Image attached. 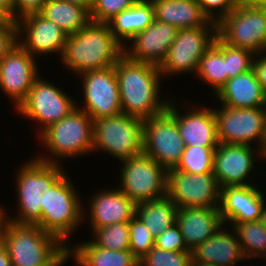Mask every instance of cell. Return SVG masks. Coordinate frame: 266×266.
<instances>
[{
	"label": "cell",
	"instance_id": "48",
	"mask_svg": "<svg viewBox=\"0 0 266 266\" xmlns=\"http://www.w3.org/2000/svg\"><path fill=\"white\" fill-rule=\"evenodd\" d=\"M259 221L266 228V203L265 202H264V205L262 207L261 217H260Z\"/></svg>",
	"mask_w": 266,
	"mask_h": 266
},
{
	"label": "cell",
	"instance_id": "12",
	"mask_svg": "<svg viewBox=\"0 0 266 266\" xmlns=\"http://www.w3.org/2000/svg\"><path fill=\"white\" fill-rule=\"evenodd\" d=\"M214 108L219 143L246 144L261 149L266 138L263 107ZM256 143L252 145V143Z\"/></svg>",
	"mask_w": 266,
	"mask_h": 266
},
{
	"label": "cell",
	"instance_id": "46",
	"mask_svg": "<svg viewBox=\"0 0 266 266\" xmlns=\"http://www.w3.org/2000/svg\"><path fill=\"white\" fill-rule=\"evenodd\" d=\"M0 266H12L11 260L4 244L0 245Z\"/></svg>",
	"mask_w": 266,
	"mask_h": 266
},
{
	"label": "cell",
	"instance_id": "53",
	"mask_svg": "<svg viewBox=\"0 0 266 266\" xmlns=\"http://www.w3.org/2000/svg\"><path fill=\"white\" fill-rule=\"evenodd\" d=\"M8 18L0 11V21L7 20Z\"/></svg>",
	"mask_w": 266,
	"mask_h": 266
},
{
	"label": "cell",
	"instance_id": "36",
	"mask_svg": "<svg viewBox=\"0 0 266 266\" xmlns=\"http://www.w3.org/2000/svg\"><path fill=\"white\" fill-rule=\"evenodd\" d=\"M255 53L249 49L236 48L224 43L227 80L252 69Z\"/></svg>",
	"mask_w": 266,
	"mask_h": 266
},
{
	"label": "cell",
	"instance_id": "40",
	"mask_svg": "<svg viewBox=\"0 0 266 266\" xmlns=\"http://www.w3.org/2000/svg\"><path fill=\"white\" fill-rule=\"evenodd\" d=\"M202 11L217 22L240 4L239 0H195ZM220 10V11H219ZM218 11V12H217Z\"/></svg>",
	"mask_w": 266,
	"mask_h": 266
},
{
	"label": "cell",
	"instance_id": "51",
	"mask_svg": "<svg viewBox=\"0 0 266 266\" xmlns=\"http://www.w3.org/2000/svg\"><path fill=\"white\" fill-rule=\"evenodd\" d=\"M191 266H217V265L209 263L192 262Z\"/></svg>",
	"mask_w": 266,
	"mask_h": 266
},
{
	"label": "cell",
	"instance_id": "3",
	"mask_svg": "<svg viewBox=\"0 0 266 266\" xmlns=\"http://www.w3.org/2000/svg\"><path fill=\"white\" fill-rule=\"evenodd\" d=\"M4 246L12 266H62L68 247L37 225L10 223Z\"/></svg>",
	"mask_w": 266,
	"mask_h": 266
},
{
	"label": "cell",
	"instance_id": "8",
	"mask_svg": "<svg viewBox=\"0 0 266 266\" xmlns=\"http://www.w3.org/2000/svg\"><path fill=\"white\" fill-rule=\"evenodd\" d=\"M118 188L134 203L158 200L167 195V170L148 155L121 160ZM120 185V187H119Z\"/></svg>",
	"mask_w": 266,
	"mask_h": 266
},
{
	"label": "cell",
	"instance_id": "10",
	"mask_svg": "<svg viewBox=\"0 0 266 266\" xmlns=\"http://www.w3.org/2000/svg\"><path fill=\"white\" fill-rule=\"evenodd\" d=\"M74 100L52 81L49 83L40 76L35 80L26 99L14 111L27 120L37 122L39 137L50 125L60 121L77 107L79 102Z\"/></svg>",
	"mask_w": 266,
	"mask_h": 266
},
{
	"label": "cell",
	"instance_id": "15",
	"mask_svg": "<svg viewBox=\"0 0 266 266\" xmlns=\"http://www.w3.org/2000/svg\"><path fill=\"white\" fill-rule=\"evenodd\" d=\"M82 81L83 106L93 121L122 113L119 86L114 66L91 70L80 74Z\"/></svg>",
	"mask_w": 266,
	"mask_h": 266
},
{
	"label": "cell",
	"instance_id": "29",
	"mask_svg": "<svg viewBox=\"0 0 266 266\" xmlns=\"http://www.w3.org/2000/svg\"><path fill=\"white\" fill-rule=\"evenodd\" d=\"M40 14L68 35L78 32L91 22L88 8L65 0H47Z\"/></svg>",
	"mask_w": 266,
	"mask_h": 266
},
{
	"label": "cell",
	"instance_id": "1",
	"mask_svg": "<svg viewBox=\"0 0 266 266\" xmlns=\"http://www.w3.org/2000/svg\"><path fill=\"white\" fill-rule=\"evenodd\" d=\"M114 69L123 113L145 120L167 109L170 98L160 99L163 76L158 66L130 60L123 54Z\"/></svg>",
	"mask_w": 266,
	"mask_h": 266
},
{
	"label": "cell",
	"instance_id": "23",
	"mask_svg": "<svg viewBox=\"0 0 266 266\" xmlns=\"http://www.w3.org/2000/svg\"><path fill=\"white\" fill-rule=\"evenodd\" d=\"M185 246L192 251L213 236L223 225L219 208L181 207L176 212Z\"/></svg>",
	"mask_w": 266,
	"mask_h": 266
},
{
	"label": "cell",
	"instance_id": "31",
	"mask_svg": "<svg viewBox=\"0 0 266 266\" xmlns=\"http://www.w3.org/2000/svg\"><path fill=\"white\" fill-rule=\"evenodd\" d=\"M199 80L208 84L214 92V96L227 81L226 61L224 59V42L218 37L206 50L200 59L195 74Z\"/></svg>",
	"mask_w": 266,
	"mask_h": 266
},
{
	"label": "cell",
	"instance_id": "52",
	"mask_svg": "<svg viewBox=\"0 0 266 266\" xmlns=\"http://www.w3.org/2000/svg\"><path fill=\"white\" fill-rule=\"evenodd\" d=\"M258 6L266 9V0H261V2L258 4Z\"/></svg>",
	"mask_w": 266,
	"mask_h": 266
},
{
	"label": "cell",
	"instance_id": "33",
	"mask_svg": "<svg viewBox=\"0 0 266 266\" xmlns=\"http://www.w3.org/2000/svg\"><path fill=\"white\" fill-rule=\"evenodd\" d=\"M216 147L185 146L177 166L171 170L190 174L213 173Z\"/></svg>",
	"mask_w": 266,
	"mask_h": 266
},
{
	"label": "cell",
	"instance_id": "2",
	"mask_svg": "<svg viewBox=\"0 0 266 266\" xmlns=\"http://www.w3.org/2000/svg\"><path fill=\"white\" fill-rule=\"evenodd\" d=\"M124 47L114 38L108 24L90 22L78 32L68 35L59 59L70 73L80 75L91 70L115 66Z\"/></svg>",
	"mask_w": 266,
	"mask_h": 266
},
{
	"label": "cell",
	"instance_id": "32",
	"mask_svg": "<svg viewBox=\"0 0 266 266\" xmlns=\"http://www.w3.org/2000/svg\"><path fill=\"white\" fill-rule=\"evenodd\" d=\"M237 234L243 256L246 260L266 259V228L258 221L229 223Z\"/></svg>",
	"mask_w": 266,
	"mask_h": 266
},
{
	"label": "cell",
	"instance_id": "39",
	"mask_svg": "<svg viewBox=\"0 0 266 266\" xmlns=\"http://www.w3.org/2000/svg\"><path fill=\"white\" fill-rule=\"evenodd\" d=\"M154 246L166 251H189L185 246L182 233L175 223L154 239Z\"/></svg>",
	"mask_w": 266,
	"mask_h": 266
},
{
	"label": "cell",
	"instance_id": "16",
	"mask_svg": "<svg viewBox=\"0 0 266 266\" xmlns=\"http://www.w3.org/2000/svg\"><path fill=\"white\" fill-rule=\"evenodd\" d=\"M36 59L17 42L0 60V89L13 100L15 109L26 99L40 75Z\"/></svg>",
	"mask_w": 266,
	"mask_h": 266
},
{
	"label": "cell",
	"instance_id": "54",
	"mask_svg": "<svg viewBox=\"0 0 266 266\" xmlns=\"http://www.w3.org/2000/svg\"><path fill=\"white\" fill-rule=\"evenodd\" d=\"M264 113H265V125H266V101L265 104L263 105Z\"/></svg>",
	"mask_w": 266,
	"mask_h": 266
},
{
	"label": "cell",
	"instance_id": "37",
	"mask_svg": "<svg viewBox=\"0 0 266 266\" xmlns=\"http://www.w3.org/2000/svg\"><path fill=\"white\" fill-rule=\"evenodd\" d=\"M154 239L136 215L129 221L130 251L138 260L154 247Z\"/></svg>",
	"mask_w": 266,
	"mask_h": 266
},
{
	"label": "cell",
	"instance_id": "7",
	"mask_svg": "<svg viewBox=\"0 0 266 266\" xmlns=\"http://www.w3.org/2000/svg\"><path fill=\"white\" fill-rule=\"evenodd\" d=\"M144 119L120 113L94 121L93 153L108 152L118 162L143 153Z\"/></svg>",
	"mask_w": 266,
	"mask_h": 266
},
{
	"label": "cell",
	"instance_id": "19",
	"mask_svg": "<svg viewBox=\"0 0 266 266\" xmlns=\"http://www.w3.org/2000/svg\"><path fill=\"white\" fill-rule=\"evenodd\" d=\"M175 103L170 99L167 109L175 117L185 146L217 147L219 140L214 108L188 103V111L185 109L186 112L181 113Z\"/></svg>",
	"mask_w": 266,
	"mask_h": 266
},
{
	"label": "cell",
	"instance_id": "4",
	"mask_svg": "<svg viewBox=\"0 0 266 266\" xmlns=\"http://www.w3.org/2000/svg\"><path fill=\"white\" fill-rule=\"evenodd\" d=\"M18 169L15 178L18 212L10 217V221L36 225L40 221L42 208L46 207L47 191L66 171L62 165L44 162L36 157L26 160Z\"/></svg>",
	"mask_w": 266,
	"mask_h": 266
},
{
	"label": "cell",
	"instance_id": "17",
	"mask_svg": "<svg viewBox=\"0 0 266 266\" xmlns=\"http://www.w3.org/2000/svg\"><path fill=\"white\" fill-rule=\"evenodd\" d=\"M255 155L261 159V149L246 144L219 143L214 152L213 174L220 188L253 185L254 180H249L253 179L254 159L259 161Z\"/></svg>",
	"mask_w": 266,
	"mask_h": 266
},
{
	"label": "cell",
	"instance_id": "25",
	"mask_svg": "<svg viewBox=\"0 0 266 266\" xmlns=\"http://www.w3.org/2000/svg\"><path fill=\"white\" fill-rule=\"evenodd\" d=\"M154 19L171 24L177 29L217 27V22L202 11L195 0H150Z\"/></svg>",
	"mask_w": 266,
	"mask_h": 266
},
{
	"label": "cell",
	"instance_id": "24",
	"mask_svg": "<svg viewBox=\"0 0 266 266\" xmlns=\"http://www.w3.org/2000/svg\"><path fill=\"white\" fill-rule=\"evenodd\" d=\"M225 228V229H224ZM227 228V229H226ZM192 262L233 266L246 260L234 229L222 225L218 231L191 251Z\"/></svg>",
	"mask_w": 266,
	"mask_h": 266
},
{
	"label": "cell",
	"instance_id": "38",
	"mask_svg": "<svg viewBox=\"0 0 266 266\" xmlns=\"http://www.w3.org/2000/svg\"><path fill=\"white\" fill-rule=\"evenodd\" d=\"M141 0H93L90 10L91 21L107 24L115 15Z\"/></svg>",
	"mask_w": 266,
	"mask_h": 266
},
{
	"label": "cell",
	"instance_id": "42",
	"mask_svg": "<svg viewBox=\"0 0 266 266\" xmlns=\"http://www.w3.org/2000/svg\"><path fill=\"white\" fill-rule=\"evenodd\" d=\"M47 0H14V21L24 16L40 13Z\"/></svg>",
	"mask_w": 266,
	"mask_h": 266
},
{
	"label": "cell",
	"instance_id": "5",
	"mask_svg": "<svg viewBox=\"0 0 266 266\" xmlns=\"http://www.w3.org/2000/svg\"><path fill=\"white\" fill-rule=\"evenodd\" d=\"M93 132V119L85 111L76 107L66 117L50 125L39 135L38 140H41L42 146H45L49 154L48 156L35 155V157L44 162L60 165L61 158L71 159L90 154L93 152Z\"/></svg>",
	"mask_w": 266,
	"mask_h": 266
},
{
	"label": "cell",
	"instance_id": "20",
	"mask_svg": "<svg viewBox=\"0 0 266 266\" xmlns=\"http://www.w3.org/2000/svg\"><path fill=\"white\" fill-rule=\"evenodd\" d=\"M177 31L175 26L154 19L152 24L130 40V45L124 46V54L130 60L160 67L175 40Z\"/></svg>",
	"mask_w": 266,
	"mask_h": 266
},
{
	"label": "cell",
	"instance_id": "9",
	"mask_svg": "<svg viewBox=\"0 0 266 266\" xmlns=\"http://www.w3.org/2000/svg\"><path fill=\"white\" fill-rule=\"evenodd\" d=\"M217 37L232 47L266 52V9L239 4L217 21Z\"/></svg>",
	"mask_w": 266,
	"mask_h": 266
},
{
	"label": "cell",
	"instance_id": "21",
	"mask_svg": "<svg viewBox=\"0 0 266 266\" xmlns=\"http://www.w3.org/2000/svg\"><path fill=\"white\" fill-rule=\"evenodd\" d=\"M259 189L256 184L222 187L219 213L223 225L258 221L266 202L265 193Z\"/></svg>",
	"mask_w": 266,
	"mask_h": 266
},
{
	"label": "cell",
	"instance_id": "30",
	"mask_svg": "<svg viewBox=\"0 0 266 266\" xmlns=\"http://www.w3.org/2000/svg\"><path fill=\"white\" fill-rule=\"evenodd\" d=\"M178 207L167 197L136 205L135 215L156 238L176 223Z\"/></svg>",
	"mask_w": 266,
	"mask_h": 266
},
{
	"label": "cell",
	"instance_id": "27",
	"mask_svg": "<svg viewBox=\"0 0 266 266\" xmlns=\"http://www.w3.org/2000/svg\"><path fill=\"white\" fill-rule=\"evenodd\" d=\"M154 21L150 0H141L115 15L107 24L114 38L124 47L137 33L145 30ZM126 42V43H125Z\"/></svg>",
	"mask_w": 266,
	"mask_h": 266
},
{
	"label": "cell",
	"instance_id": "49",
	"mask_svg": "<svg viewBox=\"0 0 266 266\" xmlns=\"http://www.w3.org/2000/svg\"><path fill=\"white\" fill-rule=\"evenodd\" d=\"M240 4L243 5H258L261 0H239Z\"/></svg>",
	"mask_w": 266,
	"mask_h": 266
},
{
	"label": "cell",
	"instance_id": "22",
	"mask_svg": "<svg viewBox=\"0 0 266 266\" xmlns=\"http://www.w3.org/2000/svg\"><path fill=\"white\" fill-rule=\"evenodd\" d=\"M89 199L88 209H83V218L89 217L91 232L115 223L129 222L135 216L136 204L118 187L97 191Z\"/></svg>",
	"mask_w": 266,
	"mask_h": 266
},
{
	"label": "cell",
	"instance_id": "11",
	"mask_svg": "<svg viewBox=\"0 0 266 266\" xmlns=\"http://www.w3.org/2000/svg\"><path fill=\"white\" fill-rule=\"evenodd\" d=\"M217 37V27L178 29L175 40L159 67L164 78L197 72L200 59Z\"/></svg>",
	"mask_w": 266,
	"mask_h": 266
},
{
	"label": "cell",
	"instance_id": "45",
	"mask_svg": "<svg viewBox=\"0 0 266 266\" xmlns=\"http://www.w3.org/2000/svg\"><path fill=\"white\" fill-rule=\"evenodd\" d=\"M0 11L14 21V0H0Z\"/></svg>",
	"mask_w": 266,
	"mask_h": 266
},
{
	"label": "cell",
	"instance_id": "13",
	"mask_svg": "<svg viewBox=\"0 0 266 266\" xmlns=\"http://www.w3.org/2000/svg\"><path fill=\"white\" fill-rule=\"evenodd\" d=\"M184 148L175 117L168 109L144 120L143 153L167 171L177 166Z\"/></svg>",
	"mask_w": 266,
	"mask_h": 266
},
{
	"label": "cell",
	"instance_id": "14",
	"mask_svg": "<svg viewBox=\"0 0 266 266\" xmlns=\"http://www.w3.org/2000/svg\"><path fill=\"white\" fill-rule=\"evenodd\" d=\"M221 188L213 173L167 172V197L178 207L219 208Z\"/></svg>",
	"mask_w": 266,
	"mask_h": 266
},
{
	"label": "cell",
	"instance_id": "26",
	"mask_svg": "<svg viewBox=\"0 0 266 266\" xmlns=\"http://www.w3.org/2000/svg\"><path fill=\"white\" fill-rule=\"evenodd\" d=\"M214 98L226 107L257 108L265 104L266 94L251 69L228 79Z\"/></svg>",
	"mask_w": 266,
	"mask_h": 266
},
{
	"label": "cell",
	"instance_id": "6",
	"mask_svg": "<svg viewBox=\"0 0 266 266\" xmlns=\"http://www.w3.org/2000/svg\"><path fill=\"white\" fill-rule=\"evenodd\" d=\"M67 172L47 191L46 207L36 224L56 236L66 247L70 236L83 221V203ZM68 239V240H67ZM68 244V245H67Z\"/></svg>",
	"mask_w": 266,
	"mask_h": 266
},
{
	"label": "cell",
	"instance_id": "43",
	"mask_svg": "<svg viewBox=\"0 0 266 266\" xmlns=\"http://www.w3.org/2000/svg\"><path fill=\"white\" fill-rule=\"evenodd\" d=\"M252 69L256 79L261 84L266 94V52L255 54L252 62Z\"/></svg>",
	"mask_w": 266,
	"mask_h": 266
},
{
	"label": "cell",
	"instance_id": "28",
	"mask_svg": "<svg viewBox=\"0 0 266 266\" xmlns=\"http://www.w3.org/2000/svg\"><path fill=\"white\" fill-rule=\"evenodd\" d=\"M78 266H137L138 259L131 251H114L98 247L92 240L68 246V260Z\"/></svg>",
	"mask_w": 266,
	"mask_h": 266
},
{
	"label": "cell",
	"instance_id": "44",
	"mask_svg": "<svg viewBox=\"0 0 266 266\" xmlns=\"http://www.w3.org/2000/svg\"><path fill=\"white\" fill-rule=\"evenodd\" d=\"M3 207L5 209V206L0 205V245L4 243L7 227L11 223L10 217L12 216L6 213L8 211L4 210Z\"/></svg>",
	"mask_w": 266,
	"mask_h": 266
},
{
	"label": "cell",
	"instance_id": "35",
	"mask_svg": "<svg viewBox=\"0 0 266 266\" xmlns=\"http://www.w3.org/2000/svg\"><path fill=\"white\" fill-rule=\"evenodd\" d=\"M140 266H191V251H166L153 247L138 260Z\"/></svg>",
	"mask_w": 266,
	"mask_h": 266
},
{
	"label": "cell",
	"instance_id": "41",
	"mask_svg": "<svg viewBox=\"0 0 266 266\" xmlns=\"http://www.w3.org/2000/svg\"><path fill=\"white\" fill-rule=\"evenodd\" d=\"M17 43V23L11 18L0 21V60Z\"/></svg>",
	"mask_w": 266,
	"mask_h": 266
},
{
	"label": "cell",
	"instance_id": "47",
	"mask_svg": "<svg viewBox=\"0 0 266 266\" xmlns=\"http://www.w3.org/2000/svg\"><path fill=\"white\" fill-rule=\"evenodd\" d=\"M65 1L84 6L88 8L89 10H91L92 4H93V0H65Z\"/></svg>",
	"mask_w": 266,
	"mask_h": 266
},
{
	"label": "cell",
	"instance_id": "34",
	"mask_svg": "<svg viewBox=\"0 0 266 266\" xmlns=\"http://www.w3.org/2000/svg\"><path fill=\"white\" fill-rule=\"evenodd\" d=\"M91 240L100 248L114 251H130L129 222L115 223L97 228Z\"/></svg>",
	"mask_w": 266,
	"mask_h": 266
},
{
	"label": "cell",
	"instance_id": "50",
	"mask_svg": "<svg viewBox=\"0 0 266 266\" xmlns=\"http://www.w3.org/2000/svg\"><path fill=\"white\" fill-rule=\"evenodd\" d=\"M261 156H262L261 161H265L266 160V138H265L264 144L261 148Z\"/></svg>",
	"mask_w": 266,
	"mask_h": 266
},
{
	"label": "cell",
	"instance_id": "18",
	"mask_svg": "<svg viewBox=\"0 0 266 266\" xmlns=\"http://www.w3.org/2000/svg\"><path fill=\"white\" fill-rule=\"evenodd\" d=\"M17 23V42L32 56L38 58L44 54L61 57L68 34L53 21L40 13L22 17ZM38 56V57H37Z\"/></svg>",
	"mask_w": 266,
	"mask_h": 266
}]
</instances>
